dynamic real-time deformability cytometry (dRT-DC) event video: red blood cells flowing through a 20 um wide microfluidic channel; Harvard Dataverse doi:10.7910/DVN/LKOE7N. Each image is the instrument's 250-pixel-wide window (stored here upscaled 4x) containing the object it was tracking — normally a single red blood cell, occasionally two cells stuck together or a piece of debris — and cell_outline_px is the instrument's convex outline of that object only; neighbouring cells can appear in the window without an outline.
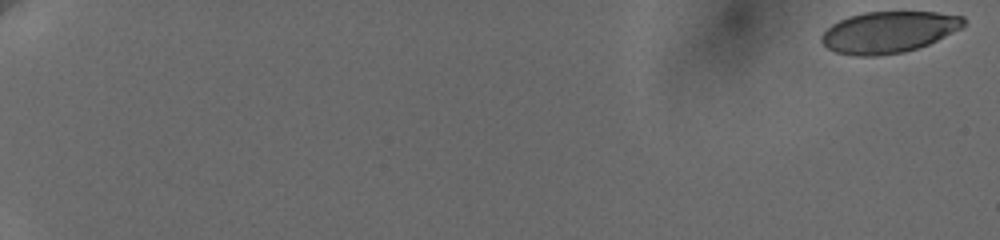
{"species": "human", "species_latin": "Homo sapiens", "temperature_condition": "cold", "stored_images_in_passage": 43, "camera_frame_rate_fps": 3000, "um_per_image_px": 0.085, "donor": {"sex": "female"}, "frame": {"image": 1, "passage_image": 1, "time_ms": 0.0, "image_size_px": [1000, 240], "cell_outline_px": [[964, 28], [928, 44], [904, 52], [876, 56], [856, 56], [836, 52], [828, 48], [820, 40], [820, 36], [832, 24], [848, 16], [864, 12], [936, 12], [964, 16]], "centroid_in_image_um": [75.55, 2.72], "position_along_channel_um": 9.5, "area_um2": 34.33}}
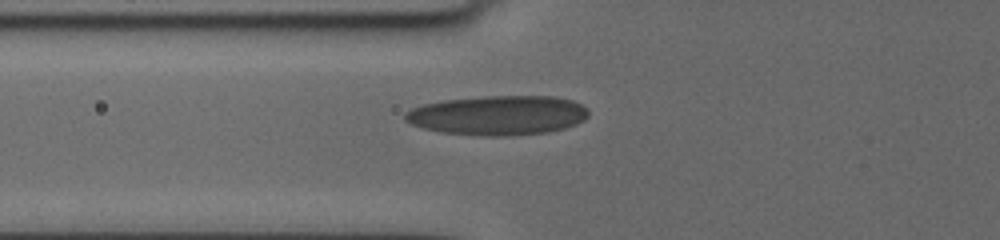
{"frame": {"image": 2, "passage_image": 25, "time_ms": 8.333, "image_size_px": [1000, 240], "cell_outline_px": [[588, 116], [584, 120], [576, 124], [564, 128], [548, 132], [504, 136], [484, 136], [440, 132], [424, 128], [412, 124], [404, 120], [404, 112], [412, 108], [424, 104], [444, 100], [484, 96], [556, 96], [572, 100], [588, 108]], "centroid_in_image_um": [42.33, 9.8], "position_along_channel_um": 83.5, "area_um2": 42.37}}
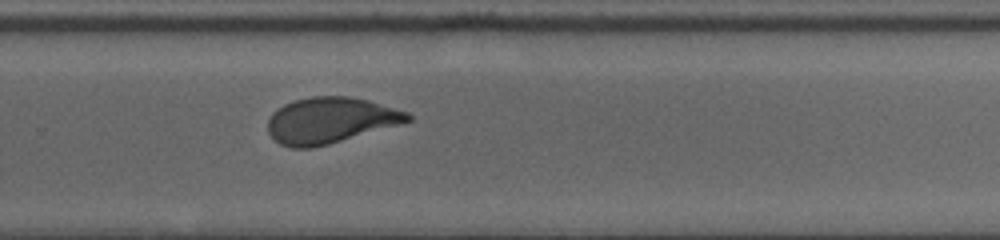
{"frame": {"image": 3, "passage_image": 43, "time_ms": 14.333, "image_size_px": [1000, 240], "cell_outline_px": [[412, 120], [404, 124], [328, 144], [312, 148], [292, 148], [280, 144], [268, 132], [268, 120], [272, 112], [284, 104], [296, 100], [312, 96], [348, 96], [368, 100], [408, 112], [412, 116]], "centroid_in_image_um": [28.1, 10.23], "position_along_channel_um": 301.7, "area_um2": 37.57}}